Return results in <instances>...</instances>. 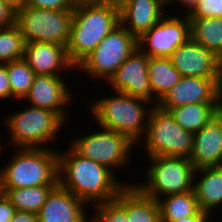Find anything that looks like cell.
Returning <instances> with one entry per match:
<instances>
[{"mask_svg": "<svg viewBox=\"0 0 222 222\" xmlns=\"http://www.w3.org/2000/svg\"><path fill=\"white\" fill-rule=\"evenodd\" d=\"M25 39L17 26L0 28V64L24 58Z\"/></svg>", "mask_w": 222, "mask_h": 222, "instance_id": "28", "label": "cell"}, {"mask_svg": "<svg viewBox=\"0 0 222 222\" xmlns=\"http://www.w3.org/2000/svg\"><path fill=\"white\" fill-rule=\"evenodd\" d=\"M169 58L181 77L217 78L222 83V59L191 38Z\"/></svg>", "mask_w": 222, "mask_h": 222, "instance_id": "13", "label": "cell"}, {"mask_svg": "<svg viewBox=\"0 0 222 222\" xmlns=\"http://www.w3.org/2000/svg\"><path fill=\"white\" fill-rule=\"evenodd\" d=\"M175 1L177 2L176 4L179 3L181 5V7L178 8V9L182 8V10H179V11H182V13H180V14H188L194 8V6L197 4V2L199 0H169V2L167 3V6L170 9L173 8V6L170 7V5H175V3H174ZM183 9H185V10H183Z\"/></svg>", "mask_w": 222, "mask_h": 222, "instance_id": "36", "label": "cell"}, {"mask_svg": "<svg viewBox=\"0 0 222 222\" xmlns=\"http://www.w3.org/2000/svg\"><path fill=\"white\" fill-rule=\"evenodd\" d=\"M64 77L66 76L35 75L31 88L22 100L27 101V105L55 112L66 123V110L70 107V102L74 103L76 96H73V91H70Z\"/></svg>", "mask_w": 222, "mask_h": 222, "instance_id": "14", "label": "cell"}, {"mask_svg": "<svg viewBox=\"0 0 222 222\" xmlns=\"http://www.w3.org/2000/svg\"><path fill=\"white\" fill-rule=\"evenodd\" d=\"M91 222H130L127 216V186L112 201L93 206Z\"/></svg>", "mask_w": 222, "mask_h": 222, "instance_id": "29", "label": "cell"}, {"mask_svg": "<svg viewBox=\"0 0 222 222\" xmlns=\"http://www.w3.org/2000/svg\"><path fill=\"white\" fill-rule=\"evenodd\" d=\"M16 152L0 169V189L58 184L57 149L17 148Z\"/></svg>", "mask_w": 222, "mask_h": 222, "instance_id": "4", "label": "cell"}, {"mask_svg": "<svg viewBox=\"0 0 222 222\" xmlns=\"http://www.w3.org/2000/svg\"><path fill=\"white\" fill-rule=\"evenodd\" d=\"M144 180L132 183L145 196L158 200L162 197L193 190L195 168L189 158L175 156L147 157Z\"/></svg>", "mask_w": 222, "mask_h": 222, "instance_id": "6", "label": "cell"}, {"mask_svg": "<svg viewBox=\"0 0 222 222\" xmlns=\"http://www.w3.org/2000/svg\"><path fill=\"white\" fill-rule=\"evenodd\" d=\"M16 23V11L0 0V28Z\"/></svg>", "mask_w": 222, "mask_h": 222, "instance_id": "32", "label": "cell"}, {"mask_svg": "<svg viewBox=\"0 0 222 222\" xmlns=\"http://www.w3.org/2000/svg\"><path fill=\"white\" fill-rule=\"evenodd\" d=\"M12 222H38L37 214L32 212L18 211L14 213Z\"/></svg>", "mask_w": 222, "mask_h": 222, "instance_id": "35", "label": "cell"}, {"mask_svg": "<svg viewBox=\"0 0 222 222\" xmlns=\"http://www.w3.org/2000/svg\"><path fill=\"white\" fill-rule=\"evenodd\" d=\"M4 122L14 148H47L48 142L59 139L58 133L66 124L55 112L31 105L9 114Z\"/></svg>", "mask_w": 222, "mask_h": 222, "instance_id": "5", "label": "cell"}, {"mask_svg": "<svg viewBox=\"0 0 222 222\" xmlns=\"http://www.w3.org/2000/svg\"><path fill=\"white\" fill-rule=\"evenodd\" d=\"M25 6L49 10H74L73 0H26Z\"/></svg>", "mask_w": 222, "mask_h": 222, "instance_id": "31", "label": "cell"}, {"mask_svg": "<svg viewBox=\"0 0 222 222\" xmlns=\"http://www.w3.org/2000/svg\"><path fill=\"white\" fill-rule=\"evenodd\" d=\"M189 160L195 169L222 166V111L194 133Z\"/></svg>", "mask_w": 222, "mask_h": 222, "instance_id": "18", "label": "cell"}, {"mask_svg": "<svg viewBox=\"0 0 222 222\" xmlns=\"http://www.w3.org/2000/svg\"><path fill=\"white\" fill-rule=\"evenodd\" d=\"M73 10H49L23 6L16 12V24L26 43L41 42L67 47Z\"/></svg>", "mask_w": 222, "mask_h": 222, "instance_id": "10", "label": "cell"}, {"mask_svg": "<svg viewBox=\"0 0 222 222\" xmlns=\"http://www.w3.org/2000/svg\"><path fill=\"white\" fill-rule=\"evenodd\" d=\"M193 190L200 210L212 216L222 208V166L195 169Z\"/></svg>", "mask_w": 222, "mask_h": 222, "instance_id": "20", "label": "cell"}, {"mask_svg": "<svg viewBox=\"0 0 222 222\" xmlns=\"http://www.w3.org/2000/svg\"><path fill=\"white\" fill-rule=\"evenodd\" d=\"M16 209L10 203V201L5 197L3 193L0 192V222H6L13 218Z\"/></svg>", "mask_w": 222, "mask_h": 222, "instance_id": "34", "label": "cell"}, {"mask_svg": "<svg viewBox=\"0 0 222 222\" xmlns=\"http://www.w3.org/2000/svg\"><path fill=\"white\" fill-rule=\"evenodd\" d=\"M73 139L68 146L77 154L98 162L115 173L126 164L129 166L130 160L132 161V151L139 146L126 135L100 126L99 131L88 132L86 135L82 133L80 136L78 134Z\"/></svg>", "mask_w": 222, "mask_h": 222, "instance_id": "8", "label": "cell"}, {"mask_svg": "<svg viewBox=\"0 0 222 222\" xmlns=\"http://www.w3.org/2000/svg\"><path fill=\"white\" fill-rule=\"evenodd\" d=\"M119 24L117 8L98 2L75 4L66 47L70 61L77 66Z\"/></svg>", "mask_w": 222, "mask_h": 222, "instance_id": "3", "label": "cell"}, {"mask_svg": "<svg viewBox=\"0 0 222 222\" xmlns=\"http://www.w3.org/2000/svg\"><path fill=\"white\" fill-rule=\"evenodd\" d=\"M161 222H171L188 216H211L200 210L194 190L172 194L157 200Z\"/></svg>", "mask_w": 222, "mask_h": 222, "instance_id": "22", "label": "cell"}, {"mask_svg": "<svg viewBox=\"0 0 222 222\" xmlns=\"http://www.w3.org/2000/svg\"><path fill=\"white\" fill-rule=\"evenodd\" d=\"M55 186H35L16 189H0V192L18 211L37 214Z\"/></svg>", "mask_w": 222, "mask_h": 222, "instance_id": "26", "label": "cell"}, {"mask_svg": "<svg viewBox=\"0 0 222 222\" xmlns=\"http://www.w3.org/2000/svg\"><path fill=\"white\" fill-rule=\"evenodd\" d=\"M148 58L137 48L106 83L110 84L113 92L143 98L153 103L147 70Z\"/></svg>", "mask_w": 222, "mask_h": 222, "instance_id": "15", "label": "cell"}, {"mask_svg": "<svg viewBox=\"0 0 222 222\" xmlns=\"http://www.w3.org/2000/svg\"><path fill=\"white\" fill-rule=\"evenodd\" d=\"M191 39L222 59V17H188Z\"/></svg>", "mask_w": 222, "mask_h": 222, "instance_id": "24", "label": "cell"}, {"mask_svg": "<svg viewBox=\"0 0 222 222\" xmlns=\"http://www.w3.org/2000/svg\"><path fill=\"white\" fill-rule=\"evenodd\" d=\"M127 216L130 222H161L158 201L127 185Z\"/></svg>", "mask_w": 222, "mask_h": 222, "instance_id": "25", "label": "cell"}, {"mask_svg": "<svg viewBox=\"0 0 222 222\" xmlns=\"http://www.w3.org/2000/svg\"><path fill=\"white\" fill-rule=\"evenodd\" d=\"M2 147H3V145L0 144V153H1V151H3V150H2V149H3Z\"/></svg>", "mask_w": 222, "mask_h": 222, "instance_id": "41", "label": "cell"}, {"mask_svg": "<svg viewBox=\"0 0 222 222\" xmlns=\"http://www.w3.org/2000/svg\"><path fill=\"white\" fill-rule=\"evenodd\" d=\"M7 72L11 88V100L21 101L32 86L34 71L22 58L7 63Z\"/></svg>", "mask_w": 222, "mask_h": 222, "instance_id": "27", "label": "cell"}, {"mask_svg": "<svg viewBox=\"0 0 222 222\" xmlns=\"http://www.w3.org/2000/svg\"><path fill=\"white\" fill-rule=\"evenodd\" d=\"M166 8L164 0H128L119 10L120 24L138 38L168 12Z\"/></svg>", "mask_w": 222, "mask_h": 222, "instance_id": "19", "label": "cell"}, {"mask_svg": "<svg viewBox=\"0 0 222 222\" xmlns=\"http://www.w3.org/2000/svg\"><path fill=\"white\" fill-rule=\"evenodd\" d=\"M101 96L88 109L97 125L124 134L137 145L145 135L154 103L116 91L113 96Z\"/></svg>", "mask_w": 222, "mask_h": 222, "instance_id": "2", "label": "cell"}, {"mask_svg": "<svg viewBox=\"0 0 222 222\" xmlns=\"http://www.w3.org/2000/svg\"><path fill=\"white\" fill-rule=\"evenodd\" d=\"M169 12L137 38L138 49L148 57H169L191 38L187 14L178 16Z\"/></svg>", "mask_w": 222, "mask_h": 222, "instance_id": "11", "label": "cell"}, {"mask_svg": "<svg viewBox=\"0 0 222 222\" xmlns=\"http://www.w3.org/2000/svg\"><path fill=\"white\" fill-rule=\"evenodd\" d=\"M127 1L128 0H100L98 3L120 10L127 3Z\"/></svg>", "mask_w": 222, "mask_h": 222, "instance_id": "38", "label": "cell"}, {"mask_svg": "<svg viewBox=\"0 0 222 222\" xmlns=\"http://www.w3.org/2000/svg\"><path fill=\"white\" fill-rule=\"evenodd\" d=\"M23 59L35 75L65 76V71L66 73L70 69L72 73L76 71V66L68 57L66 47L58 44L26 43Z\"/></svg>", "mask_w": 222, "mask_h": 222, "instance_id": "16", "label": "cell"}, {"mask_svg": "<svg viewBox=\"0 0 222 222\" xmlns=\"http://www.w3.org/2000/svg\"><path fill=\"white\" fill-rule=\"evenodd\" d=\"M3 3L9 5L16 12L20 10L24 5L26 0H1Z\"/></svg>", "mask_w": 222, "mask_h": 222, "instance_id": "39", "label": "cell"}, {"mask_svg": "<svg viewBox=\"0 0 222 222\" xmlns=\"http://www.w3.org/2000/svg\"><path fill=\"white\" fill-rule=\"evenodd\" d=\"M68 148L63 153L58 150V184L87 206L110 202L127 185H132L122 183L106 166L80 156L70 146Z\"/></svg>", "mask_w": 222, "mask_h": 222, "instance_id": "1", "label": "cell"}, {"mask_svg": "<svg viewBox=\"0 0 222 222\" xmlns=\"http://www.w3.org/2000/svg\"><path fill=\"white\" fill-rule=\"evenodd\" d=\"M87 205L57 184L37 213L38 222H91Z\"/></svg>", "mask_w": 222, "mask_h": 222, "instance_id": "17", "label": "cell"}, {"mask_svg": "<svg viewBox=\"0 0 222 222\" xmlns=\"http://www.w3.org/2000/svg\"><path fill=\"white\" fill-rule=\"evenodd\" d=\"M149 85L156 103L179 82L181 75L173 67L169 57H149L147 63Z\"/></svg>", "mask_w": 222, "mask_h": 222, "instance_id": "23", "label": "cell"}, {"mask_svg": "<svg viewBox=\"0 0 222 222\" xmlns=\"http://www.w3.org/2000/svg\"><path fill=\"white\" fill-rule=\"evenodd\" d=\"M75 4L78 3H92V2H99L100 0H73Z\"/></svg>", "mask_w": 222, "mask_h": 222, "instance_id": "40", "label": "cell"}, {"mask_svg": "<svg viewBox=\"0 0 222 222\" xmlns=\"http://www.w3.org/2000/svg\"><path fill=\"white\" fill-rule=\"evenodd\" d=\"M2 99H11V88L7 72V64H0V100Z\"/></svg>", "mask_w": 222, "mask_h": 222, "instance_id": "33", "label": "cell"}, {"mask_svg": "<svg viewBox=\"0 0 222 222\" xmlns=\"http://www.w3.org/2000/svg\"><path fill=\"white\" fill-rule=\"evenodd\" d=\"M194 103H222V83L217 78L181 77L156 106L169 112Z\"/></svg>", "mask_w": 222, "mask_h": 222, "instance_id": "12", "label": "cell"}, {"mask_svg": "<svg viewBox=\"0 0 222 222\" xmlns=\"http://www.w3.org/2000/svg\"><path fill=\"white\" fill-rule=\"evenodd\" d=\"M211 217L212 216H188L171 222H211L209 220Z\"/></svg>", "mask_w": 222, "mask_h": 222, "instance_id": "37", "label": "cell"}, {"mask_svg": "<svg viewBox=\"0 0 222 222\" xmlns=\"http://www.w3.org/2000/svg\"><path fill=\"white\" fill-rule=\"evenodd\" d=\"M143 139L138 144H143L140 147L144 149L147 157L189 158L193 150L194 133L183 129L170 112L155 105L151 111Z\"/></svg>", "mask_w": 222, "mask_h": 222, "instance_id": "7", "label": "cell"}, {"mask_svg": "<svg viewBox=\"0 0 222 222\" xmlns=\"http://www.w3.org/2000/svg\"><path fill=\"white\" fill-rule=\"evenodd\" d=\"M137 48V38L119 24L76 66V71L107 82Z\"/></svg>", "mask_w": 222, "mask_h": 222, "instance_id": "9", "label": "cell"}, {"mask_svg": "<svg viewBox=\"0 0 222 222\" xmlns=\"http://www.w3.org/2000/svg\"><path fill=\"white\" fill-rule=\"evenodd\" d=\"M222 111V103H194L172 108L169 112L186 131L196 133Z\"/></svg>", "mask_w": 222, "mask_h": 222, "instance_id": "21", "label": "cell"}, {"mask_svg": "<svg viewBox=\"0 0 222 222\" xmlns=\"http://www.w3.org/2000/svg\"><path fill=\"white\" fill-rule=\"evenodd\" d=\"M188 17H222V0H199Z\"/></svg>", "mask_w": 222, "mask_h": 222, "instance_id": "30", "label": "cell"}]
</instances>
